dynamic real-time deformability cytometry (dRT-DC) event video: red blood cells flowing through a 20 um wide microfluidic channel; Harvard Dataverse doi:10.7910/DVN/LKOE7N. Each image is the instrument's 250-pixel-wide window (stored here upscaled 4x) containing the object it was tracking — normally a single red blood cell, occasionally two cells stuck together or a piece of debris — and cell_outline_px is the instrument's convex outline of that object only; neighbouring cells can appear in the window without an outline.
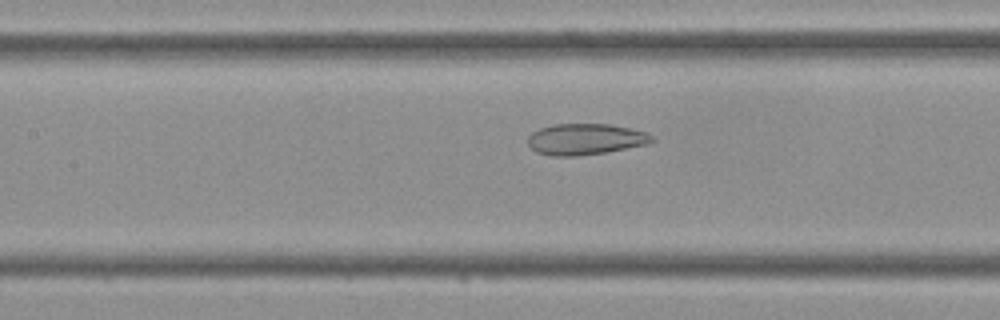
{"species": "Egyptian fruit bat (a non-hibernating species)", "species_latin": "Rousettus aegyptiacus", "temperature_condition": "cold", "stored_images_in_passage": 43, "camera_frame_rate_fps": 3000, "um_per_image_px": 0.085, "frame": {"image": 1, "passage_image": 19, "time_ms": 6.0, "image_size_px": [1000, 320], "cell_outline_px": [[656, 140], [648, 144], [604, 152], [580, 156], [552, 156], [536, 152], [528, 144], [528, 136], [532, 132], [540, 128], [552, 124], [608, 124], [632, 128], [648, 132]], "centroid_in_image_um": [49.77, 11.83], "position_along_channel_um": 157.6, "area_um2": 22.66}}
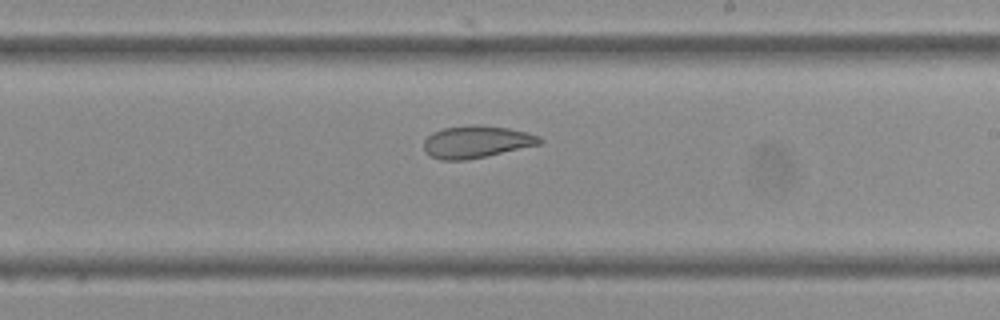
{"frame": {"image": 2, "passage_image": 25, "time_ms": 8.0, "image_size_px": [1000, 320], "cell_outline_px": [[544, 140], [540, 144], [484, 156], [464, 160], [440, 160], [424, 152], [424, 140], [432, 132], [444, 128], [468, 124], [476, 124], [508, 128], [540, 136]], "centroid_in_image_um": [40.46, 12.04], "position_along_channel_um": 248.5, "area_um2": 21.62}}
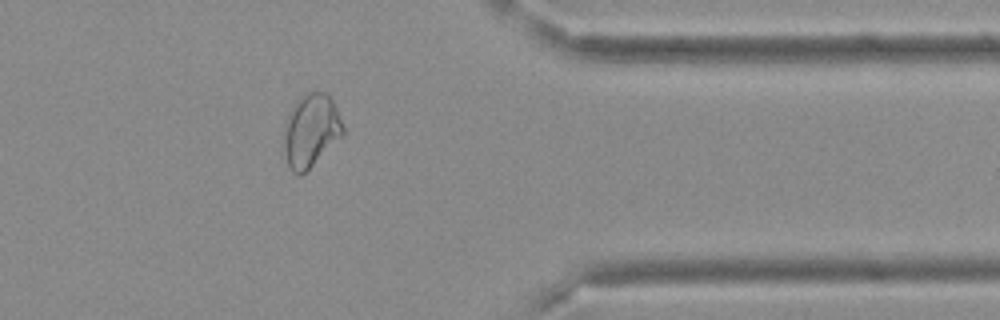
{"frame": {"image": 3, "passage_image": 35, "time_ms": 11.333, "image_size_px": [1000, 320], "cell_outline_px": [[344, 136], [300, 176], [292, 172], [288, 168], [280, 144], [284, 124], [288, 112], [292, 104], [300, 96], [316, 88], [328, 92], [336, 108], [344, 128]], "centroid_in_image_um": [26.37, 11.07], "position_along_channel_um": 385.0, "area_um2": 26.36}}